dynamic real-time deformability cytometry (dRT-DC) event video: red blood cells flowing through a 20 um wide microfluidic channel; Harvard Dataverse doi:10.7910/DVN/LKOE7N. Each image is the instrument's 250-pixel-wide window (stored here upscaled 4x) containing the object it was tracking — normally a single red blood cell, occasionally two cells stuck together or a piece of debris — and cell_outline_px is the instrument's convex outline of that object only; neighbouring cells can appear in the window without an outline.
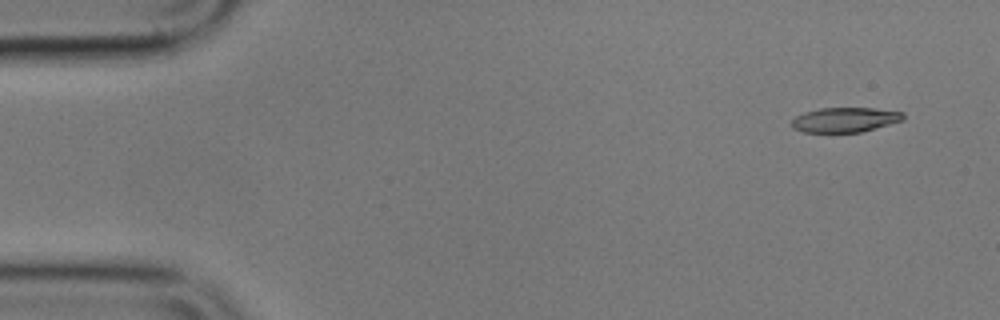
{"species": "common noctule bat (a hibernating species)", "species_latin": "Nyctalus noctula", "temperature_condition": "cold", "stored_images_in_passage": 53, "camera_frame_rate_fps": 3000, "um_per_image_px": 0.085, "animal": {"sex": "male", "body_mass_g": 17.9}, "frame": {"image": 1, "passage_image": 1, "time_ms": 0.0, "image_size_px": [1000, 320], "cell_outline_px": [[904, 120], [876, 128], [860, 132], [804, 132], [792, 128], [792, 120], [796, 116], [804, 112], [820, 108], [872, 108], [904, 112]], "centroid_in_image_um": [71.83, 10.18], "position_along_channel_um": 13.2, "area_um2": 16.07}}
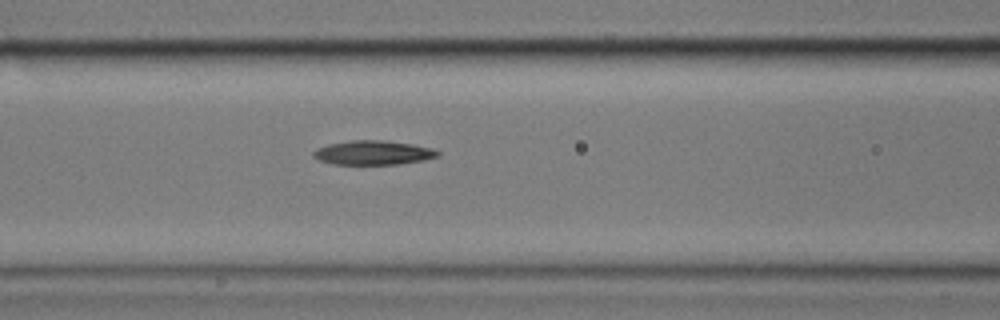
{"frame": {"image": 2, "passage_image": 20, "time_ms": 6.333, "image_size_px": [1000, 320], "cell_outline_px": [[440, 156], [424, 160], [400, 164], [332, 164], [320, 160], [312, 156], [312, 152], [316, 148], [328, 144], [352, 140], [384, 140], [412, 144], [432, 148], [440, 152]], "centroid_in_image_um": [31.72, 12.98], "position_along_channel_um": 134.9, "area_um2": 17.63}}
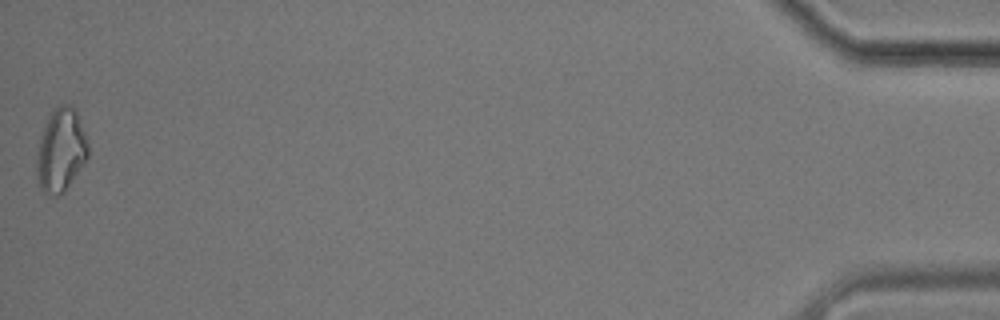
{"frame": {"image": 3, "passage_image": 53, "time_ms": 17.333, "image_size_px": [1000, 320], "cell_outline_px": [[88, 156], [64, 192], [60, 196], [56, 196], [44, 192], [40, 188], [36, 168], [36, 152], [40, 136], [52, 112], [60, 104], [72, 104], [76, 112], [84, 132], [88, 144]], "centroid_in_image_um": [5.16, 12.79], "position_along_channel_um": 430.0, "area_um2": 24.57}}